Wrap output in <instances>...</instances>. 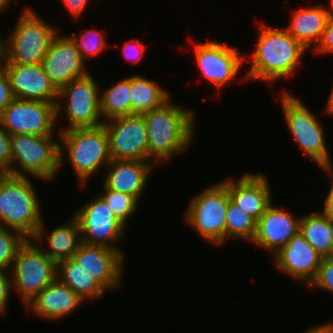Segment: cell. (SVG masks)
I'll return each instance as SVG.
<instances>
[{"label":"cell","instance_id":"cell-1","mask_svg":"<svg viewBox=\"0 0 333 333\" xmlns=\"http://www.w3.org/2000/svg\"><path fill=\"white\" fill-rule=\"evenodd\" d=\"M142 115L147 126L148 161L157 167L186 153L193 144L197 125L191 108L174 104L170 98L161 107Z\"/></svg>","mask_w":333,"mask_h":333},{"label":"cell","instance_id":"cell-2","mask_svg":"<svg viewBox=\"0 0 333 333\" xmlns=\"http://www.w3.org/2000/svg\"><path fill=\"white\" fill-rule=\"evenodd\" d=\"M259 25L256 48L247 60L251 65L241 81L259 80L273 84L294 76L308 50L284 28Z\"/></svg>","mask_w":333,"mask_h":333},{"label":"cell","instance_id":"cell-3","mask_svg":"<svg viewBox=\"0 0 333 333\" xmlns=\"http://www.w3.org/2000/svg\"><path fill=\"white\" fill-rule=\"evenodd\" d=\"M57 134L61 143L60 168L65 163L64 153L67 151L66 157L79 181V187L84 188L98 169L106 168L111 162L108 135L104 125L70 129Z\"/></svg>","mask_w":333,"mask_h":333},{"label":"cell","instance_id":"cell-4","mask_svg":"<svg viewBox=\"0 0 333 333\" xmlns=\"http://www.w3.org/2000/svg\"><path fill=\"white\" fill-rule=\"evenodd\" d=\"M30 177L0 176V226L32 239L42 222L41 202Z\"/></svg>","mask_w":333,"mask_h":333},{"label":"cell","instance_id":"cell-5","mask_svg":"<svg viewBox=\"0 0 333 333\" xmlns=\"http://www.w3.org/2000/svg\"><path fill=\"white\" fill-rule=\"evenodd\" d=\"M24 8L9 36L4 38L7 40H3L0 63L41 64L52 39L59 31L30 6Z\"/></svg>","mask_w":333,"mask_h":333},{"label":"cell","instance_id":"cell-6","mask_svg":"<svg viewBox=\"0 0 333 333\" xmlns=\"http://www.w3.org/2000/svg\"><path fill=\"white\" fill-rule=\"evenodd\" d=\"M54 139L55 135H10L11 175L54 180L60 168V142Z\"/></svg>","mask_w":333,"mask_h":333},{"label":"cell","instance_id":"cell-7","mask_svg":"<svg viewBox=\"0 0 333 333\" xmlns=\"http://www.w3.org/2000/svg\"><path fill=\"white\" fill-rule=\"evenodd\" d=\"M280 97L284 121L301 152L319 167L332 164L324 128L314 112L290 91L283 89Z\"/></svg>","mask_w":333,"mask_h":333},{"label":"cell","instance_id":"cell-8","mask_svg":"<svg viewBox=\"0 0 333 333\" xmlns=\"http://www.w3.org/2000/svg\"><path fill=\"white\" fill-rule=\"evenodd\" d=\"M99 90L98 83L90 72L72 80L59 89L56 104V121L60 119L59 115L64 111L68 125L67 127L59 128V132L103 125L104 120L100 109ZM64 99L65 101H63Z\"/></svg>","mask_w":333,"mask_h":333},{"label":"cell","instance_id":"cell-9","mask_svg":"<svg viewBox=\"0 0 333 333\" xmlns=\"http://www.w3.org/2000/svg\"><path fill=\"white\" fill-rule=\"evenodd\" d=\"M230 195L219 181L195 195L185 212V221L201 238L213 245L225 243V217Z\"/></svg>","mask_w":333,"mask_h":333},{"label":"cell","instance_id":"cell-10","mask_svg":"<svg viewBox=\"0 0 333 333\" xmlns=\"http://www.w3.org/2000/svg\"><path fill=\"white\" fill-rule=\"evenodd\" d=\"M57 263L33 240L19 248L10 270L13 292L25 307L38 293L56 279Z\"/></svg>","mask_w":333,"mask_h":333},{"label":"cell","instance_id":"cell-11","mask_svg":"<svg viewBox=\"0 0 333 333\" xmlns=\"http://www.w3.org/2000/svg\"><path fill=\"white\" fill-rule=\"evenodd\" d=\"M73 216L78 221L82 243L103 245L118 250L125 256V252L116 244L121 243L126 227L98 194L81 205Z\"/></svg>","mask_w":333,"mask_h":333},{"label":"cell","instance_id":"cell-12","mask_svg":"<svg viewBox=\"0 0 333 333\" xmlns=\"http://www.w3.org/2000/svg\"><path fill=\"white\" fill-rule=\"evenodd\" d=\"M0 123L10 135H54L58 132L56 105L15 98L0 114Z\"/></svg>","mask_w":333,"mask_h":333},{"label":"cell","instance_id":"cell-13","mask_svg":"<svg viewBox=\"0 0 333 333\" xmlns=\"http://www.w3.org/2000/svg\"><path fill=\"white\" fill-rule=\"evenodd\" d=\"M196 64L204 79L213 84L217 90L225 87L242 70V64L247 57L236 47L229 46L227 42L207 40V42H192Z\"/></svg>","mask_w":333,"mask_h":333},{"label":"cell","instance_id":"cell-14","mask_svg":"<svg viewBox=\"0 0 333 333\" xmlns=\"http://www.w3.org/2000/svg\"><path fill=\"white\" fill-rule=\"evenodd\" d=\"M111 160L148 161L147 126L143 115L133 114L104 121Z\"/></svg>","mask_w":333,"mask_h":333},{"label":"cell","instance_id":"cell-15","mask_svg":"<svg viewBox=\"0 0 333 333\" xmlns=\"http://www.w3.org/2000/svg\"><path fill=\"white\" fill-rule=\"evenodd\" d=\"M72 259L90 273L106 290H116L123 282L125 256L103 245L81 243Z\"/></svg>","mask_w":333,"mask_h":333},{"label":"cell","instance_id":"cell-16","mask_svg":"<svg viewBox=\"0 0 333 333\" xmlns=\"http://www.w3.org/2000/svg\"><path fill=\"white\" fill-rule=\"evenodd\" d=\"M86 64L70 36H61L59 32L52 39L42 62L45 73L58 90L88 74Z\"/></svg>","mask_w":333,"mask_h":333},{"label":"cell","instance_id":"cell-17","mask_svg":"<svg viewBox=\"0 0 333 333\" xmlns=\"http://www.w3.org/2000/svg\"><path fill=\"white\" fill-rule=\"evenodd\" d=\"M273 258L279 272L288 274L296 282L309 287L318 274L323 257L299 231Z\"/></svg>","mask_w":333,"mask_h":333},{"label":"cell","instance_id":"cell-18","mask_svg":"<svg viewBox=\"0 0 333 333\" xmlns=\"http://www.w3.org/2000/svg\"><path fill=\"white\" fill-rule=\"evenodd\" d=\"M10 81L16 99L43 101L57 104L59 90L51 82L43 65L0 63Z\"/></svg>","mask_w":333,"mask_h":333},{"label":"cell","instance_id":"cell-19","mask_svg":"<svg viewBox=\"0 0 333 333\" xmlns=\"http://www.w3.org/2000/svg\"><path fill=\"white\" fill-rule=\"evenodd\" d=\"M300 219L301 216L296 218L291 212L272 203L257 221V232L252 243L256 248L274 255L299 232Z\"/></svg>","mask_w":333,"mask_h":333},{"label":"cell","instance_id":"cell-20","mask_svg":"<svg viewBox=\"0 0 333 333\" xmlns=\"http://www.w3.org/2000/svg\"><path fill=\"white\" fill-rule=\"evenodd\" d=\"M223 182L227 186L231 201L257 221L273 203L271 186L263 173L248 172L237 180L227 178Z\"/></svg>","mask_w":333,"mask_h":333},{"label":"cell","instance_id":"cell-21","mask_svg":"<svg viewBox=\"0 0 333 333\" xmlns=\"http://www.w3.org/2000/svg\"><path fill=\"white\" fill-rule=\"evenodd\" d=\"M158 168L151 161L111 160L106 167L103 185L107 189L136 197L141 201L143 191L148 187V179L153 169Z\"/></svg>","mask_w":333,"mask_h":333},{"label":"cell","instance_id":"cell-22","mask_svg":"<svg viewBox=\"0 0 333 333\" xmlns=\"http://www.w3.org/2000/svg\"><path fill=\"white\" fill-rule=\"evenodd\" d=\"M84 302L70 287L55 279L27 305V311L45 321H58L71 315Z\"/></svg>","mask_w":333,"mask_h":333},{"label":"cell","instance_id":"cell-23","mask_svg":"<svg viewBox=\"0 0 333 333\" xmlns=\"http://www.w3.org/2000/svg\"><path fill=\"white\" fill-rule=\"evenodd\" d=\"M44 223V220H42L36 235L32 239L42 248L43 252L56 263L72 258L78 250L79 245L82 243L77 219L71 216L66 223L54 227L50 232H47L48 229L46 230L47 227L44 226ZM44 243L48 246L44 247Z\"/></svg>","mask_w":333,"mask_h":333},{"label":"cell","instance_id":"cell-24","mask_svg":"<svg viewBox=\"0 0 333 333\" xmlns=\"http://www.w3.org/2000/svg\"><path fill=\"white\" fill-rule=\"evenodd\" d=\"M290 16L284 29L307 50L313 46L315 48L329 18L326 6L317 4L299 7L292 9Z\"/></svg>","mask_w":333,"mask_h":333},{"label":"cell","instance_id":"cell-25","mask_svg":"<svg viewBox=\"0 0 333 333\" xmlns=\"http://www.w3.org/2000/svg\"><path fill=\"white\" fill-rule=\"evenodd\" d=\"M56 278L70 287L84 301L98 300L106 292L98 281L72 258L57 262Z\"/></svg>","mask_w":333,"mask_h":333},{"label":"cell","instance_id":"cell-26","mask_svg":"<svg viewBox=\"0 0 333 333\" xmlns=\"http://www.w3.org/2000/svg\"><path fill=\"white\" fill-rule=\"evenodd\" d=\"M299 231L323 258L333 256V220L322 211L302 215Z\"/></svg>","mask_w":333,"mask_h":333},{"label":"cell","instance_id":"cell-27","mask_svg":"<svg viewBox=\"0 0 333 333\" xmlns=\"http://www.w3.org/2000/svg\"><path fill=\"white\" fill-rule=\"evenodd\" d=\"M131 115L161 107L171 95L160 83L140 74L131 75Z\"/></svg>","mask_w":333,"mask_h":333},{"label":"cell","instance_id":"cell-28","mask_svg":"<svg viewBox=\"0 0 333 333\" xmlns=\"http://www.w3.org/2000/svg\"><path fill=\"white\" fill-rule=\"evenodd\" d=\"M131 76L100 90V109L104 121L131 115Z\"/></svg>","mask_w":333,"mask_h":333},{"label":"cell","instance_id":"cell-29","mask_svg":"<svg viewBox=\"0 0 333 333\" xmlns=\"http://www.w3.org/2000/svg\"><path fill=\"white\" fill-rule=\"evenodd\" d=\"M256 232L257 220L230 199L225 217V241L246 240L252 243Z\"/></svg>","mask_w":333,"mask_h":333},{"label":"cell","instance_id":"cell-30","mask_svg":"<svg viewBox=\"0 0 333 333\" xmlns=\"http://www.w3.org/2000/svg\"><path fill=\"white\" fill-rule=\"evenodd\" d=\"M102 188V192L97 194L109 205L116 218L127 227L128 220L137 212L139 200L132 195L107 189L104 185Z\"/></svg>","mask_w":333,"mask_h":333},{"label":"cell","instance_id":"cell-31","mask_svg":"<svg viewBox=\"0 0 333 333\" xmlns=\"http://www.w3.org/2000/svg\"><path fill=\"white\" fill-rule=\"evenodd\" d=\"M26 240L19 231L0 226V270H11L17 252Z\"/></svg>","mask_w":333,"mask_h":333},{"label":"cell","instance_id":"cell-32","mask_svg":"<svg viewBox=\"0 0 333 333\" xmlns=\"http://www.w3.org/2000/svg\"><path fill=\"white\" fill-rule=\"evenodd\" d=\"M80 36L75 32L71 33L70 38L74 41L76 47L78 48L83 60L91 56L95 57L102 53L103 50L107 49V43H105L106 38L103 30L96 29H83Z\"/></svg>","mask_w":333,"mask_h":333},{"label":"cell","instance_id":"cell-33","mask_svg":"<svg viewBox=\"0 0 333 333\" xmlns=\"http://www.w3.org/2000/svg\"><path fill=\"white\" fill-rule=\"evenodd\" d=\"M309 287L333 293V256L322 258L318 274Z\"/></svg>","mask_w":333,"mask_h":333},{"label":"cell","instance_id":"cell-34","mask_svg":"<svg viewBox=\"0 0 333 333\" xmlns=\"http://www.w3.org/2000/svg\"><path fill=\"white\" fill-rule=\"evenodd\" d=\"M0 171L11 174L10 134L0 123Z\"/></svg>","mask_w":333,"mask_h":333},{"label":"cell","instance_id":"cell-35","mask_svg":"<svg viewBox=\"0 0 333 333\" xmlns=\"http://www.w3.org/2000/svg\"><path fill=\"white\" fill-rule=\"evenodd\" d=\"M312 49L313 53L322 54V56L333 54V17L328 18L319 43Z\"/></svg>","mask_w":333,"mask_h":333},{"label":"cell","instance_id":"cell-36","mask_svg":"<svg viewBox=\"0 0 333 333\" xmlns=\"http://www.w3.org/2000/svg\"><path fill=\"white\" fill-rule=\"evenodd\" d=\"M13 285L11 281L10 271L0 270V314H7L9 300ZM6 312V313H5Z\"/></svg>","mask_w":333,"mask_h":333},{"label":"cell","instance_id":"cell-37","mask_svg":"<svg viewBox=\"0 0 333 333\" xmlns=\"http://www.w3.org/2000/svg\"><path fill=\"white\" fill-rule=\"evenodd\" d=\"M145 46V43L135 38L130 39L128 42L124 43L122 47L123 57L132 64L138 63L145 55Z\"/></svg>","mask_w":333,"mask_h":333},{"label":"cell","instance_id":"cell-38","mask_svg":"<svg viewBox=\"0 0 333 333\" xmlns=\"http://www.w3.org/2000/svg\"><path fill=\"white\" fill-rule=\"evenodd\" d=\"M14 99L7 73L0 65V114Z\"/></svg>","mask_w":333,"mask_h":333},{"label":"cell","instance_id":"cell-39","mask_svg":"<svg viewBox=\"0 0 333 333\" xmlns=\"http://www.w3.org/2000/svg\"><path fill=\"white\" fill-rule=\"evenodd\" d=\"M322 170L330 177V189L325 196L324 206L322 212L333 220V164L321 166Z\"/></svg>","mask_w":333,"mask_h":333},{"label":"cell","instance_id":"cell-40","mask_svg":"<svg viewBox=\"0 0 333 333\" xmlns=\"http://www.w3.org/2000/svg\"><path fill=\"white\" fill-rule=\"evenodd\" d=\"M90 0H61L65 5L67 11L70 13L71 17L74 19H79L87 8L88 2Z\"/></svg>","mask_w":333,"mask_h":333},{"label":"cell","instance_id":"cell-41","mask_svg":"<svg viewBox=\"0 0 333 333\" xmlns=\"http://www.w3.org/2000/svg\"><path fill=\"white\" fill-rule=\"evenodd\" d=\"M303 333H333V322L327 321V323L319 324L316 326H310Z\"/></svg>","mask_w":333,"mask_h":333},{"label":"cell","instance_id":"cell-42","mask_svg":"<svg viewBox=\"0 0 333 333\" xmlns=\"http://www.w3.org/2000/svg\"><path fill=\"white\" fill-rule=\"evenodd\" d=\"M322 113H326L325 115H329V117L333 118V87L331 89L330 95L327 99V103L325 105V108L323 109Z\"/></svg>","mask_w":333,"mask_h":333},{"label":"cell","instance_id":"cell-43","mask_svg":"<svg viewBox=\"0 0 333 333\" xmlns=\"http://www.w3.org/2000/svg\"><path fill=\"white\" fill-rule=\"evenodd\" d=\"M13 0H0V15L1 13H4L6 9H8L12 3Z\"/></svg>","mask_w":333,"mask_h":333},{"label":"cell","instance_id":"cell-44","mask_svg":"<svg viewBox=\"0 0 333 333\" xmlns=\"http://www.w3.org/2000/svg\"><path fill=\"white\" fill-rule=\"evenodd\" d=\"M330 7L328 6H326V10H327V12H328V16L329 17H333V0H330Z\"/></svg>","mask_w":333,"mask_h":333},{"label":"cell","instance_id":"cell-45","mask_svg":"<svg viewBox=\"0 0 333 333\" xmlns=\"http://www.w3.org/2000/svg\"><path fill=\"white\" fill-rule=\"evenodd\" d=\"M3 36H1V33H0V60L2 59V54H3Z\"/></svg>","mask_w":333,"mask_h":333}]
</instances>
